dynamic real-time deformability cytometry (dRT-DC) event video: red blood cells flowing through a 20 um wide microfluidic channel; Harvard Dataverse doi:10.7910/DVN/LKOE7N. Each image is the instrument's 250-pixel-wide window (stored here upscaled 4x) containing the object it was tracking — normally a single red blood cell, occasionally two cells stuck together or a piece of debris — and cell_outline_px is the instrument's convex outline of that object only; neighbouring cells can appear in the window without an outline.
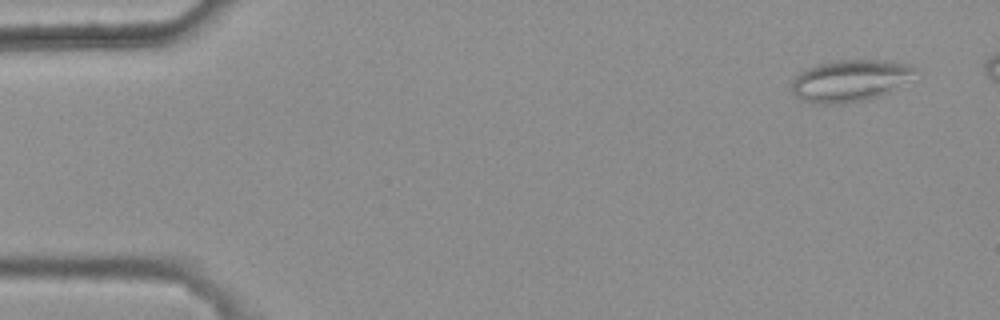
{"species": "common noctule bat (a hibernating species)", "species_latin": "Nyctalus noctula", "temperature_condition": "warm", "stored_images_in_passage": 4, "camera_frame_rate_fps": 3000, "um_per_image_px": 0.085, "animal": {"sex": "female", "body_mass_g": 25.1}, "frame": {"image": 1, "passage_image": 1, "time_ms": 0.0, "image_size_px": [1000, 320], "cell_outline_px": [[916, 68], [892, 92], [868, 100], [840, 104], [820, 104], [800, 100], [792, 92], [792, 80], [804, 68], [816, 64], [832, 60], [888, 60], [912, 64]], "centroid_in_image_um": [72.18, 6.85], "position_along_channel_um": 12.8, "area_um2": 30.23}}